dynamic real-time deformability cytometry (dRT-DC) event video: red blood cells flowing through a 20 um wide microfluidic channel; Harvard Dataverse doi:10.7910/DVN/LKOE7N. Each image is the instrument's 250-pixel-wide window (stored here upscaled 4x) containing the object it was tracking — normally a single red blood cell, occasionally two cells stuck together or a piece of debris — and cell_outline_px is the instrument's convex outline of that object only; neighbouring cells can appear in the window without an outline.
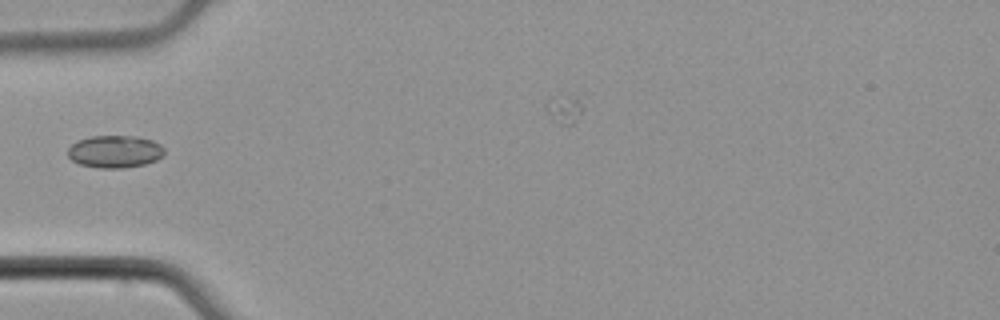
{"species": "common noctule bat (a hibernating species)", "species_latin": "Nyctalus noctula", "temperature_condition": "cold", "stored_images_in_passage": 4, "camera_frame_rate_fps": 3000, "um_per_image_px": 0.085, "animal": {"sex": "male", "body_mass_g": 21.5, "forearm_length_mm": 52.0}, "frame": {"image": 1, "passage_image": 3, "time_ms": 0.667, "image_size_px": [1000, 320], "cell_outline_px": [[164, 152], [156, 160], [144, 164], [120, 168], [100, 168], [80, 164], [72, 160], [68, 156], [68, 148], [72, 144], [80, 140], [92, 136], [136, 136], [152, 140], [160, 144], [164, 148]], "centroid_in_image_um": [9.76, 12.88], "position_along_channel_um": 75.2, "area_um2": 18.03}}